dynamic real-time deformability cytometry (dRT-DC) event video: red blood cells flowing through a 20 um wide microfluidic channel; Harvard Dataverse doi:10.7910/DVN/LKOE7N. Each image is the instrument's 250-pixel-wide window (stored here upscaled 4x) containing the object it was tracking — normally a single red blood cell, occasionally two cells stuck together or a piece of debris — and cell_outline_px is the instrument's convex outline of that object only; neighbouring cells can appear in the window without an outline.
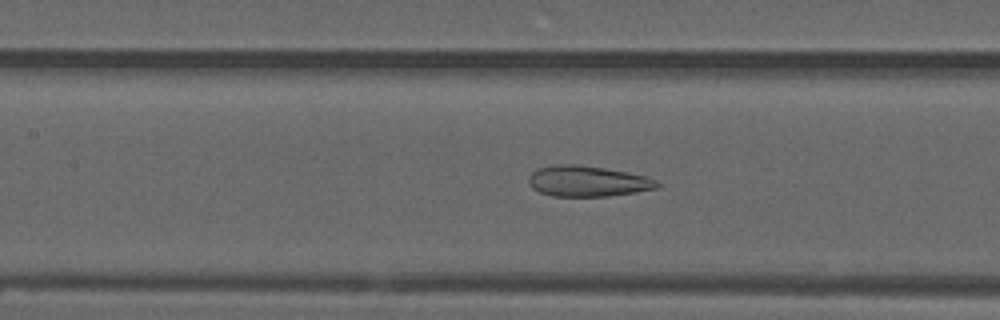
{"species": "common noctule bat (a hibernating species)", "species_latin": "Nyctalus noctula", "temperature_condition": "warm", "stored_images_in_passage": 46, "camera_frame_rate_fps": 3000, "um_per_image_px": 0.085, "animal": {"sex": "male", "forearm_length_mm": 52.5}, "frame": {"image": 1, "passage_image": 16, "time_ms": 5.0, "image_size_px": [1000, 320], "cell_outline_px": [[660, 188], [636, 192], [608, 196], [552, 196], [540, 192], [532, 188], [528, 184], [528, 176], [536, 168], [556, 164], [576, 164], [604, 168], [628, 172], [648, 176], [656, 180], [660, 184]], "centroid_in_image_um": [49.95, 15.4], "position_along_channel_um": 157.5, "area_um2": 23.29}}
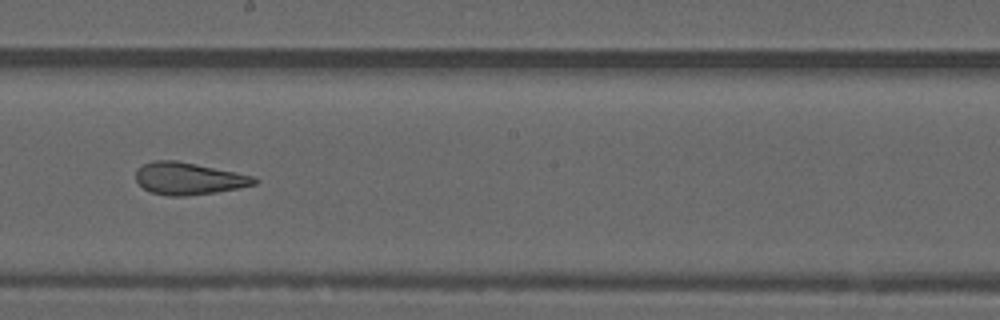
{"frame": {"image": 2, "passage_image": 22, "time_ms": 7.0, "image_size_px": [1000, 320], "cell_outline_px": [[260, 180], [256, 184], [240, 188], [216, 192], [184, 196], [168, 196], [152, 192], [144, 188], [136, 180], [136, 168], [152, 160], [176, 160], [196, 164], [252, 176]], "centroid_in_image_um": [16.02, 15.17], "position_along_channel_um": 232.2, "area_um2": 22.08}}
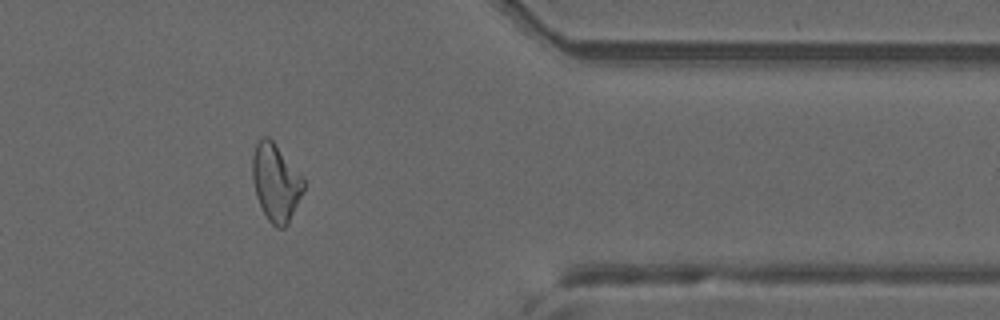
{"frame": {"image": 3, "passage_image": 36, "time_ms": 11.667, "image_size_px": [1000, 320], "cell_outline_px": [[304, 188], [288, 224], [284, 228], [276, 228], [268, 220], [256, 196], [252, 180], [252, 156], [256, 144], [264, 136], [268, 136], [272, 140], [304, 176]], "centroid_in_image_um": [23.44, 15.5], "position_along_channel_um": 388.0, "area_um2": 23.06}, "authors_computed_cell_mechanics": {"area_um2": 23.1778, "velocity_mm_per_s": 3.7576, "shape_relaxation_time_tau1_ms": null, "shape_relaxation_time_tau2_ms": 2.0612, "deformation_change_tau1": null, "deformation_change_tau2": 0.0918}}